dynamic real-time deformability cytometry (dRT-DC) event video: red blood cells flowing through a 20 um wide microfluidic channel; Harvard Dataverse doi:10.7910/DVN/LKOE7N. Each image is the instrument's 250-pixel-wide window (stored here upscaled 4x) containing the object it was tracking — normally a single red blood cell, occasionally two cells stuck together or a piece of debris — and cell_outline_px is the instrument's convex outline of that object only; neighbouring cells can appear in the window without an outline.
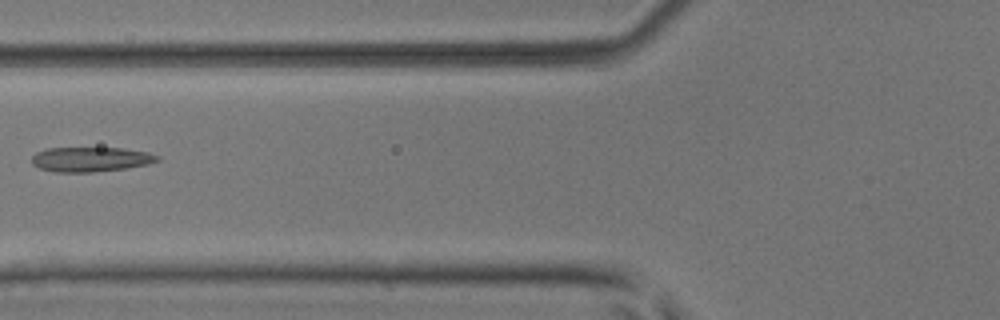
{"species": "common noctule bat (a hibernating species)", "species_latin": "Nyctalus noctula", "temperature_condition": "room temperature", "stored_images_in_passage": 5, "camera_frame_rate_fps": 3000, "um_per_image_px": 0.085, "animal": {"sex": "male", "body_mass_g": 17.9, "forearm_length_mm": 54.2}, "frame": {"image": 1, "passage_image": 3, "time_ms": 0.667, "image_size_px": [1000, 320], "cell_outline_px": [[160, 160], [148, 164], [124, 168], [92, 172], [52, 172], [40, 168], [32, 164], [32, 156], [36, 152], [48, 148], [120, 148], [148, 152], [160, 156]], "centroid_in_image_um": [7.69, 13.54], "position_along_channel_um": 118.1, "area_um2": 18.03}}
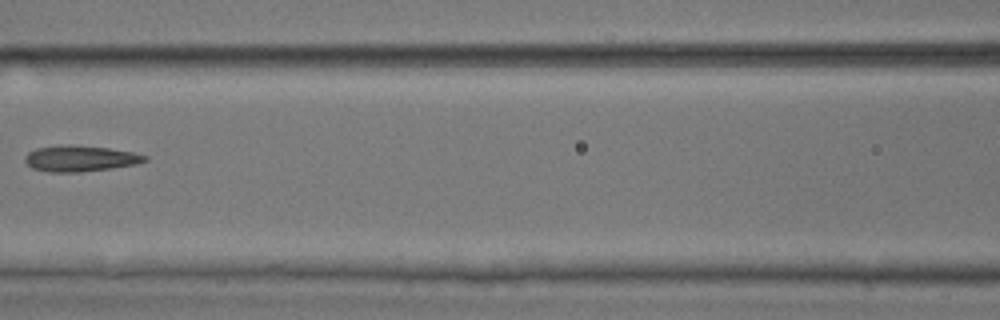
{"frame": {"image": 2, "passage_image": 4, "time_ms": 1.0, "image_size_px": [1000, 320], "cell_outline_px": [[148, 160], [136, 164], [112, 168], [80, 172], [48, 172], [32, 168], [24, 160], [24, 156], [28, 152], [36, 148], [68, 144], [72, 144], [108, 148], [132, 152], [148, 156]], "centroid_in_image_um": [6.8, 13.47], "position_along_channel_um": 159.8, "area_um2": 18.21}}